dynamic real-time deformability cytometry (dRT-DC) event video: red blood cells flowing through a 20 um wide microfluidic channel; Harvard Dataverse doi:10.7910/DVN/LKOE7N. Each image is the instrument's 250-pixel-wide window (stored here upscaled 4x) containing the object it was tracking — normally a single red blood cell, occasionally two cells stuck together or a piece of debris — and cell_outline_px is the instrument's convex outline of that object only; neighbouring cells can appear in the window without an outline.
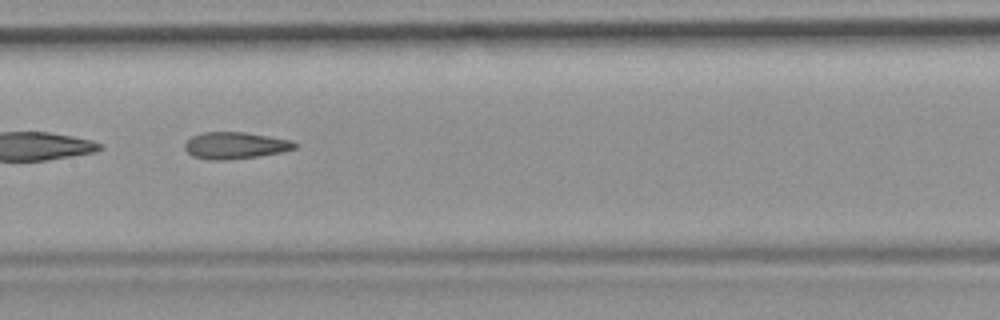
{"species": "common noctule bat (a hibernating species)", "species_latin": "Nyctalus noctula", "temperature_condition": "room temperature", "stored_images_in_passage": 34, "camera_frame_rate_fps": 3000, "um_per_image_px": 0.085, "animal": {"sex": "female", "body_mass_g": 19.9}, "frame": {"image": 1, "passage_image": 10, "time_ms": 3.0, "image_size_px": [1000, 320], "cell_outline_px": [[296, 148], [284, 152], [228, 160], [208, 160], [192, 156], [184, 148], [184, 144], [192, 136], [204, 132], [244, 132], [292, 140], [296, 144]], "centroid_in_image_um": [19.98, 12.37], "position_along_channel_um": 187.4, "area_um2": 17.17}, "authors_computed_cell_mechanics": {"area_um2": 17.5134, "velocity_mm_per_s": 3.915, "shape_relaxation_time_tau1_ms": null, "shape_relaxation_time_tau2_ms": 2.6232, "deformation_change_tau1": null, "deformation_change_tau2": 0.1123}}